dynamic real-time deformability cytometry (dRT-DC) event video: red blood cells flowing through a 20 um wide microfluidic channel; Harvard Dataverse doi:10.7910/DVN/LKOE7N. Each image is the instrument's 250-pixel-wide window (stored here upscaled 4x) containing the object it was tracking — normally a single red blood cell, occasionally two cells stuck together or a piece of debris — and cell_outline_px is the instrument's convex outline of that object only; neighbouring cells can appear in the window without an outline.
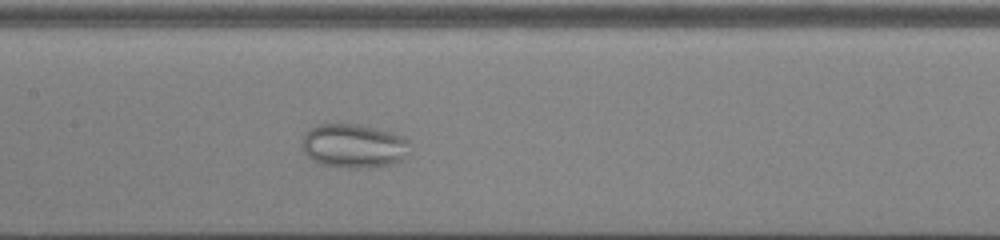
{"species": "common noctule bat (a hibernating species)", "species_latin": "Nyctalus noctula", "temperature_condition": "cold", "stored_images_in_passage": 31, "camera_frame_rate_fps": 3000, "um_per_image_px": 0.085, "animal": {"sex": "male", "body_mass_g": 13.0, "forearm_length_mm": 53.1}, "frame": {"image": 1, "passage_image": 10, "time_ms": 3.0, "image_size_px": [1000, 240], "cell_outline_px": [[408, 156], [392, 164], [368, 168], [348, 168], [320, 164], [312, 160], [304, 152], [304, 132], [308, 128], [316, 124], [356, 124], [392, 132], [404, 136], [408, 140]], "centroid_in_image_um": [30.07, 12.4], "position_along_channel_um": 177.3, "area_um2": 27.74}}
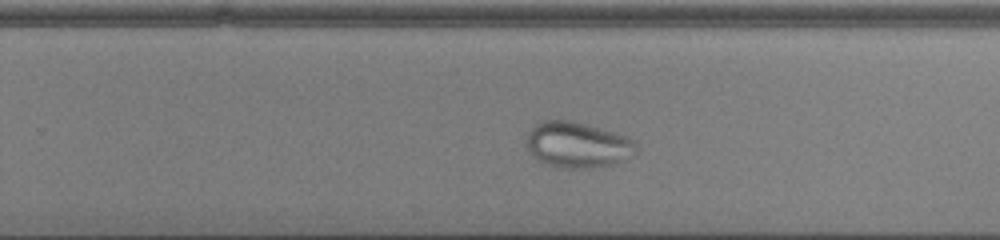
{"frame": {"image": 2, "passage_image": 18, "time_ms": 5.667, "image_size_px": [1000, 240], "cell_outline_px": [[636, 152], [632, 156], [612, 164], [592, 168], [560, 168], [548, 164], [532, 156], [528, 152], [524, 144], [528, 132], [540, 120], [572, 120], [588, 124], [628, 136], [636, 144]], "centroid_in_image_um": [49.05, 12.3], "position_along_channel_um": 280.7, "area_um2": 29.59}}
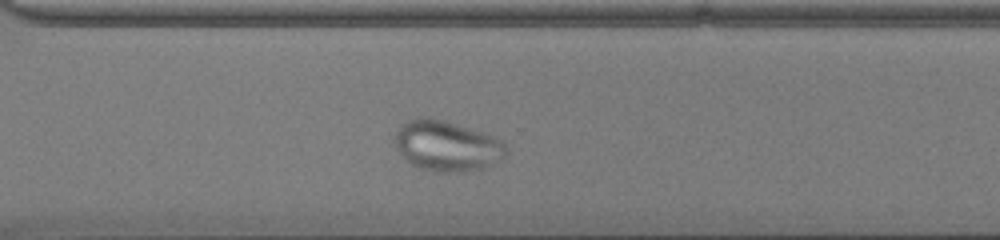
{"frame": {"image": 3, "passage_image": 22, "time_ms": 7.0, "image_size_px": [1000, 240], "cell_outline_px": [[508, 152], [504, 156], [480, 168], [464, 172], [432, 172], [408, 164], [400, 156], [396, 148], [396, 132], [400, 124], [404, 120], [416, 116], [428, 116], [444, 120], [492, 136], [500, 140], [504, 144]], "centroid_in_image_um": [37.87, 12.39], "position_along_channel_um": 332.7, "area_um2": 32.83}}